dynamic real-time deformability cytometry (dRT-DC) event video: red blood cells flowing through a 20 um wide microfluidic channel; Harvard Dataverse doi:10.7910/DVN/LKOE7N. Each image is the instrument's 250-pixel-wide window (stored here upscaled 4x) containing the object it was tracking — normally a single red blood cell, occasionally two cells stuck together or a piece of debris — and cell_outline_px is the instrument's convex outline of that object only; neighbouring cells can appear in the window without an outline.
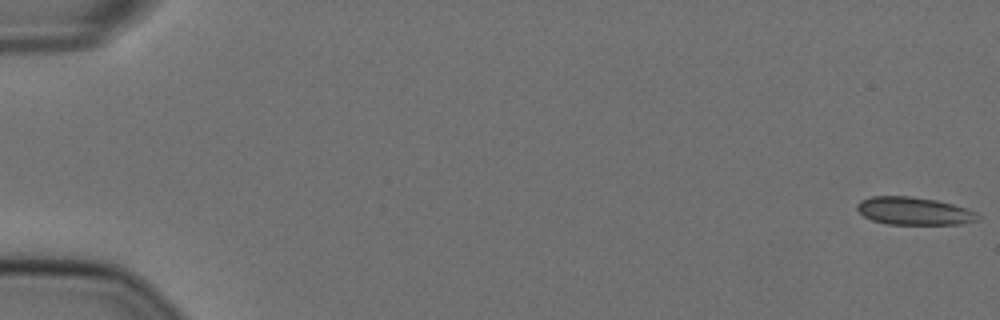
{"species": "Egyptian fruit bat (a non-hibernating species)", "species_latin": "Rousettus aegyptiacus", "temperature_condition": "cold", "stored_images_in_passage": 57, "camera_frame_rate_fps": 3000, "um_per_image_px": 0.085, "animal": {"sex": "female"}, "frame": {"image": 1, "passage_image": 1, "time_ms": 0.0, "image_size_px": [1000, 320], "cell_outline_px": [[980, 216], [976, 220], [960, 224], [884, 224], [872, 220], [864, 216], [856, 208], [856, 204], [860, 200], [872, 196], [912, 196], [936, 200], [968, 208], [976, 212]], "centroid_in_image_um": [77.67, 17.93], "position_along_channel_um": 7.3, "area_um2": 19.59}}
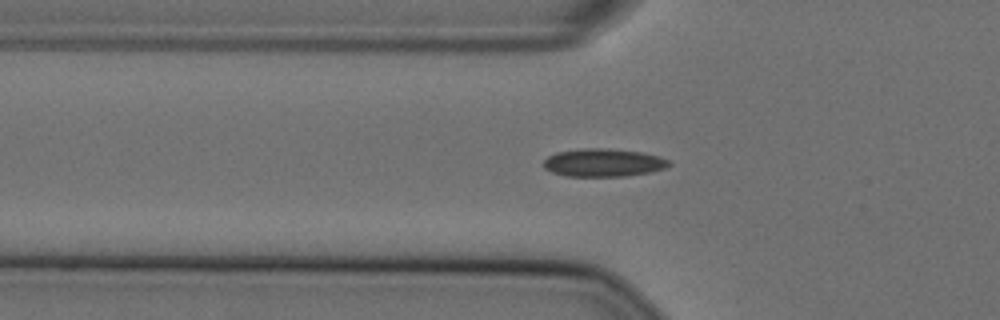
{"frame": {"image": 2, "passage_image": 20, "time_ms": 6.333, "image_size_px": [1000, 320], "cell_outline_px": [[672, 164], [668, 168], [652, 172], [624, 176], [564, 176], [552, 172], [544, 168], [544, 160], [548, 156], [556, 152], [580, 148], [608, 148], [644, 152], [660, 156], [668, 160]], "centroid_in_image_um": [51.32, 13.82], "position_along_channel_um": 74.5, "area_um2": 20.81}}
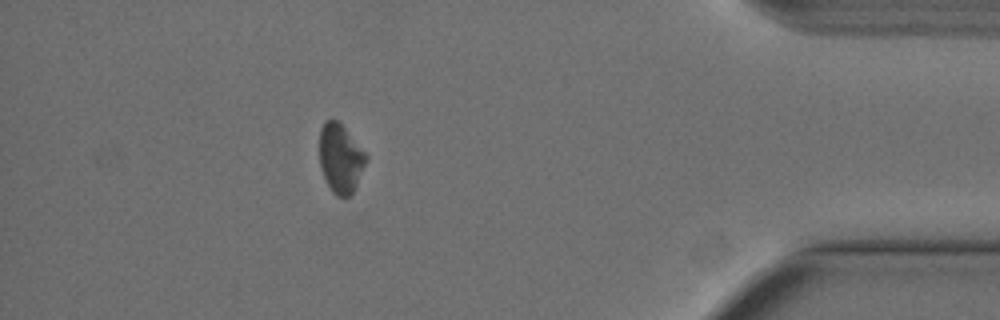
{"frame": {"image": 3, "passage_image": 51, "time_ms": 16.667, "image_size_px": [1000, 320], "cell_outline_px": [[368, 156], [352, 196], [336, 196], [332, 192], [320, 168], [320, 128], [324, 120], [336, 120], [344, 128]], "centroid_in_image_um": [28.93, 13.48], "position_along_channel_um": 406.3, "area_um2": 18.44}}